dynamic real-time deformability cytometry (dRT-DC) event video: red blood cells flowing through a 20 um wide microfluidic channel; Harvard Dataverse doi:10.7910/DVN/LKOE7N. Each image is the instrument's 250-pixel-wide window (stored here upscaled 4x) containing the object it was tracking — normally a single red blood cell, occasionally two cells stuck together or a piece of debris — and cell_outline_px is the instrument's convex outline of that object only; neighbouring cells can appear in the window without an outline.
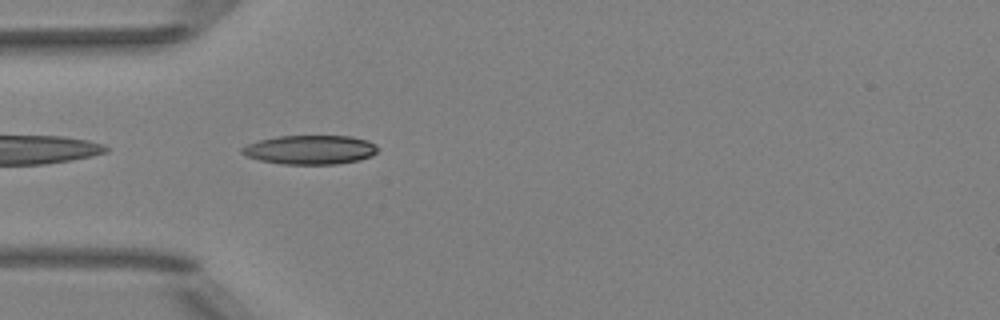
{"species": "Egyptian fruit bat (a non-hibernating species)", "species_latin": "Rousettus aegyptiacus", "temperature_condition": "room temperature", "stored_images_in_passage": 37, "camera_frame_rate_fps": 3000, "um_per_image_px": 0.085, "animal": {"sex": "female"}, "frame": {"image": 1, "passage_image": 1, "time_ms": 0.0, "image_size_px": [1000, 320], "cell_outline_px": [[376, 152], [372, 156], [360, 160], [336, 164], [284, 164], [260, 160], [248, 156], [240, 152], [240, 148], [248, 144], [260, 140], [276, 136], [352, 136], [368, 140], [376, 144]], "centroid_in_image_um": [26.38, 12.72], "position_along_channel_um": 58.6, "area_um2": 23.0}}
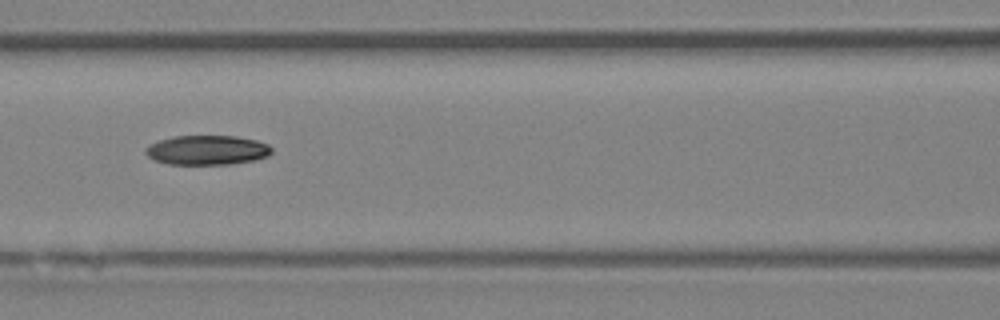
{"frame": {"image": 2, "passage_image": 8, "time_ms": 2.333, "image_size_px": [1000, 320], "cell_outline_px": [[272, 152], [268, 156], [256, 160], [228, 164], [168, 164], [156, 160], [148, 156], [144, 152], [144, 148], [148, 144], [172, 136], [236, 136], [256, 140], [268, 144], [272, 148]], "centroid_in_image_um": [17.6, 12.75], "position_along_channel_um": 149.0, "area_um2": 21.79}}
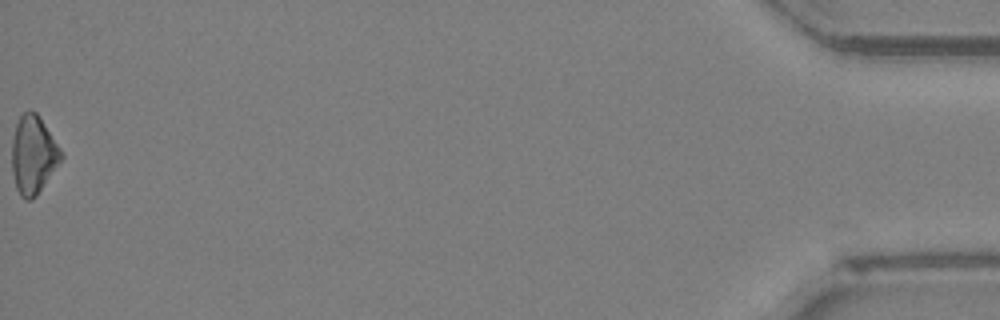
{"frame": {"image": 3, "passage_image": 37, "time_ms": 12.0, "image_size_px": [1000, 320], "cell_outline_px": [[64, 156], [36, 196], [32, 200], [24, 200], [20, 196], [16, 188], [12, 172], [12, 140], [16, 124], [20, 116], [28, 108], [36, 112], [60, 148]], "centroid_in_image_um": [2.81, 13.17], "position_along_channel_um": 432.4, "area_um2": 22.31}}